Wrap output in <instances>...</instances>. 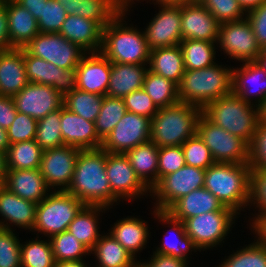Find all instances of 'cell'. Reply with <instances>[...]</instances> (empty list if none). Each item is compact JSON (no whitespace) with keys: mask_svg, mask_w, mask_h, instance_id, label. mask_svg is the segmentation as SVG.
I'll return each instance as SVG.
<instances>
[{"mask_svg":"<svg viewBox=\"0 0 266 267\" xmlns=\"http://www.w3.org/2000/svg\"><path fill=\"white\" fill-rule=\"evenodd\" d=\"M162 11L150 23L145 38L148 47H172L182 41L181 5H163Z\"/></svg>","mask_w":266,"mask_h":267,"instance_id":"18","label":"cell"},{"mask_svg":"<svg viewBox=\"0 0 266 267\" xmlns=\"http://www.w3.org/2000/svg\"><path fill=\"white\" fill-rule=\"evenodd\" d=\"M60 123L64 145L80 150L101 148L103 141L96 132L94 122L85 120L62 106Z\"/></svg>","mask_w":266,"mask_h":267,"instance_id":"20","label":"cell"},{"mask_svg":"<svg viewBox=\"0 0 266 267\" xmlns=\"http://www.w3.org/2000/svg\"><path fill=\"white\" fill-rule=\"evenodd\" d=\"M153 258L151 263L145 265L146 267H185L186 265V260L161 253H155Z\"/></svg>","mask_w":266,"mask_h":267,"instance_id":"58","label":"cell"},{"mask_svg":"<svg viewBox=\"0 0 266 267\" xmlns=\"http://www.w3.org/2000/svg\"><path fill=\"white\" fill-rule=\"evenodd\" d=\"M180 44L185 70H198L213 65V42L188 39L182 40Z\"/></svg>","mask_w":266,"mask_h":267,"instance_id":"39","label":"cell"},{"mask_svg":"<svg viewBox=\"0 0 266 267\" xmlns=\"http://www.w3.org/2000/svg\"><path fill=\"white\" fill-rule=\"evenodd\" d=\"M66 191L88 206L105 207L113 202L106 174L105 150H79L73 178Z\"/></svg>","mask_w":266,"mask_h":267,"instance_id":"1","label":"cell"},{"mask_svg":"<svg viewBox=\"0 0 266 267\" xmlns=\"http://www.w3.org/2000/svg\"><path fill=\"white\" fill-rule=\"evenodd\" d=\"M111 233V236L132 255L144 245L148 234L145 224L135 218L118 222Z\"/></svg>","mask_w":266,"mask_h":267,"instance_id":"37","label":"cell"},{"mask_svg":"<svg viewBox=\"0 0 266 267\" xmlns=\"http://www.w3.org/2000/svg\"><path fill=\"white\" fill-rule=\"evenodd\" d=\"M201 114L202 109L184 102L159 108L150 120V141L158 148L181 146L197 133Z\"/></svg>","mask_w":266,"mask_h":267,"instance_id":"2","label":"cell"},{"mask_svg":"<svg viewBox=\"0 0 266 267\" xmlns=\"http://www.w3.org/2000/svg\"><path fill=\"white\" fill-rule=\"evenodd\" d=\"M225 206L204 187L176 200L166 212L173 218L184 222L186 219L211 211L222 210Z\"/></svg>","mask_w":266,"mask_h":267,"instance_id":"23","label":"cell"},{"mask_svg":"<svg viewBox=\"0 0 266 267\" xmlns=\"http://www.w3.org/2000/svg\"><path fill=\"white\" fill-rule=\"evenodd\" d=\"M197 134L209 148L215 163H249V145L210 122L203 114L197 123Z\"/></svg>","mask_w":266,"mask_h":267,"instance_id":"8","label":"cell"},{"mask_svg":"<svg viewBox=\"0 0 266 267\" xmlns=\"http://www.w3.org/2000/svg\"><path fill=\"white\" fill-rule=\"evenodd\" d=\"M104 208L103 206H88L85 205L79 213L75 216L73 221L68 226V231L77 238L89 251L96 242L100 239L96 228V219L94 217V211ZM90 212V213H89Z\"/></svg>","mask_w":266,"mask_h":267,"instance_id":"35","label":"cell"},{"mask_svg":"<svg viewBox=\"0 0 266 267\" xmlns=\"http://www.w3.org/2000/svg\"><path fill=\"white\" fill-rule=\"evenodd\" d=\"M142 89L151 97L158 109L180 102L178 85L150 70L145 74Z\"/></svg>","mask_w":266,"mask_h":267,"instance_id":"33","label":"cell"},{"mask_svg":"<svg viewBox=\"0 0 266 267\" xmlns=\"http://www.w3.org/2000/svg\"><path fill=\"white\" fill-rule=\"evenodd\" d=\"M218 40L226 53L245 62L256 61L263 50L257 42L248 19L220 24Z\"/></svg>","mask_w":266,"mask_h":267,"instance_id":"13","label":"cell"},{"mask_svg":"<svg viewBox=\"0 0 266 267\" xmlns=\"http://www.w3.org/2000/svg\"><path fill=\"white\" fill-rule=\"evenodd\" d=\"M106 174L114 201L121 195L134 196L146 190L125 154L106 152Z\"/></svg>","mask_w":266,"mask_h":267,"instance_id":"19","label":"cell"},{"mask_svg":"<svg viewBox=\"0 0 266 267\" xmlns=\"http://www.w3.org/2000/svg\"><path fill=\"white\" fill-rule=\"evenodd\" d=\"M237 1L239 2L243 11L245 9L248 10V8L250 9L249 11H252L266 2V0H237Z\"/></svg>","mask_w":266,"mask_h":267,"instance_id":"61","label":"cell"},{"mask_svg":"<svg viewBox=\"0 0 266 267\" xmlns=\"http://www.w3.org/2000/svg\"><path fill=\"white\" fill-rule=\"evenodd\" d=\"M10 192L39 204L47 189V183L40 169L8 170L2 184Z\"/></svg>","mask_w":266,"mask_h":267,"instance_id":"25","label":"cell"},{"mask_svg":"<svg viewBox=\"0 0 266 267\" xmlns=\"http://www.w3.org/2000/svg\"><path fill=\"white\" fill-rule=\"evenodd\" d=\"M163 5H182L183 3L189 2L191 0H158Z\"/></svg>","mask_w":266,"mask_h":267,"instance_id":"67","label":"cell"},{"mask_svg":"<svg viewBox=\"0 0 266 267\" xmlns=\"http://www.w3.org/2000/svg\"><path fill=\"white\" fill-rule=\"evenodd\" d=\"M253 195V196H252ZM251 199L261 204L263 211H266V170L252 169L251 171Z\"/></svg>","mask_w":266,"mask_h":267,"instance_id":"55","label":"cell"},{"mask_svg":"<svg viewBox=\"0 0 266 267\" xmlns=\"http://www.w3.org/2000/svg\"><path fill=\"white\" fill-rule=\"evenodd\" d=\"M127 112L124 99L104 96L101 110L94 122L99 138L104 141Z\"/></svg>","mask_w":266,"mask_h":267,"instance_id":"38","label":"cell"},{"mask_svg":"<svg viewBox=\"0 0 266 267\" xmlns=\"http://www.w3.org/2000/svg\"><path fill=\"white\" fill-rule=\"evenodd\" d=\"M10 146L8 133L6 129L0 128V151L6 153Z\"/></svg>","mask_w":266,"mask_h":267,"instance_id":"62","label":"cell"},{"mask_svg":"<svg viewBox=\"0 0 266 267\" xmlns=\"http://www.w3.org/2000/svg\"><path fill=\"white\" fill-rule=\"evenodd\" d=\"M123 99L128 112L152 119L158 111L151 97L143 89L136 90Z\"/></svg>","mask_w":266,"mask_h":267,"instance_id":"52","label":"cell"},{"mask_svg":"<svg viewBox=\"0 0 266 267\" xmlns=\"http://www.w3.org/2000/svg\"><path fill=\"white\" fill-rule=\"evenodd\" d=\"M104 96L76 89L63 96V106L74 114L95 122L101 110Z\"/></svg>","mask_w":266,"mask_h":267,"instance_id":"34","label":"cell"},{"mask_svg":"<svg viewBox=\"0 0 266 267\" xmlns=\"http://www.w3.org/2000/svg\"><path fill=\"white\" fill-rule=\"evenodd\" d=\"M68 15L97 22L102 28L117 17L123 8L115 0H56Z\"/></svg>","mask_w":266,"mask_h":267,"instance_id":"26","label":"cell"},{"mask_svg":"<svg viewBox=\"0 0 266 267\" xmlns=\"http://www.w3.org/2000/svg\"><path fill=\"white\" fill-rule=\"evenodd\" d=\"M221 267H266V244L257 242L227 259Z\"/></svg>","mask_w":266,"mask_h":267,"instance_id":"47","label":"cell"},{"mask_svg":"<svg viewBox=\"0 0 266 267\" xmlns=\"http://www.w3.org/2000/svg\"><path fill=\"white\" fill-rule=\"evenodd\" d=\"M21 246L13 232L0 223V267H20Z\"/></svg>","mask_w":266,"mask_h":267,"instance_id":"46","label":"cell"},{"mask_svg":"<svg viewBox=\"0 0 266 267\" xmlns=\"http://www.w3.org/2000/svg\"><path fill=\"white\" fill-rule=\"evenodd\" d=\"M123 9H124V5L127 3V0H115Z\"/></svg>","mask_w":266,"mask_h":267,"instance_id":"68","label":"cell"},{"mask_svg":"<svg viewBox=\"0 0 266 267\" xmlns=\"http://www.w3.org/2000/svg\"><path fill=\"white\" fill-rule=\"evenodd\" d=\"M181 146L186 165L206 170L215 163L209 148L197 133Z\"/></svg>","mask_w":266,"mask_h":267,"instance_id":"44","label":"cell"},{"mask_svg":"<svg viewBox=\"0 0 266 267\" xmlns=\"http://www.w3.org/2000/svg\"><path fill=\"white\" fill-rule=\"evenodd\" d=\"M220 23L199 1L191 0L181 5L182 40H218Z\"/></svg>","mask_w":266,"mask_h":267,"instance_id":"16","label":"cell"},{"mask_svg":"<svg viewBox=\"0 0 266 267\" xmlns=\"http://www.w3.org/2000/svg\"><path fill=\"white\" fill-rule=\"evenodd\" d=\"M122 12L103 28L102 54L114 63L141 65L149 60L151 49L148 47L145 34L120 28L118 18Z\"/></svg>","mask_w":266,"mask_h":267,"instance_id":"6","label":"cell"},{"mask_svg":"<svg viewBox=\"0 0 266 267\" xmlns=\"http://www.w3.org/2000/svg\"><path fill=\"white\" fill-rule=\"evenodd\" d=\"M186 165L182 146L159 148L158 153V181Z\"/></svg>","mask_w":266,"mask_h":267,"instance_id":"50","label":"cell"},{"mask_svg":"<svg viewBox=\"0 0 266 267\" xmlns=\"http://www.w3.org/2000/svg\"><path fill=\"white\" fill-rule=\"evenodd\" d=\"M230 93L232 71L216 65L198 70H185L178 85L180 102L197 105L202 110L212 101Z\"/></svg>","mask_w":266,"mask_h":267,"instance_id":"4","label":"cell"},{"mask_svg":"<svg viewBox=\"0 0 266 267\" xmlns=\"http://www.w3.org/2000/svg\"><path fill=\"white\" fill-rule=\"evenodd\" d=\"M158 153L159 148L151 141L140 144L125 153L136 175L145 186L148 181V179L146 180L147 172H155L152 176L153 180L148 182L151 184V188L158 182Z\"/></svg>","mask_w":266,"mask_h":267,"instance_id":"31","label":"cell"},{"mask_svg":"<svg viewBox=\"0 0 266 267\" xmlns=\"http://www.w3.org/2000/svg\"><path fill=\"white\" fill-rule=\"evenodd\" d=\"M60 117L61 108L38 120L35 141L43 151L64 145Z\"/></svg>","mask_w":266,"mask_h":267,"instance_id":"40","label":"cell"},{"mask_svg":"<svg viewBox=\"0 0 266 267\" xmlns=\"http://www.w3.org/2000/svg\"><path fill=\"white\" fill-rule=\"evenodd\" d=\"M9 40L14 48H24L38 33L33 15L16 0H5Z\"/></svg>","mask_w":266,"mask_h":267,"instance_id":"24","label":"cell"},{"mask_svg":"<svg viewBox=\"0 0 266 267\" xmlns=\"http://www.w3.org/2000/svg\"><path fill=\"white\" fill-rule=\"evenodd\" d=\"M7 171L6 153L0 151V184H3Z\"/></svg>","mask_w":266,"mask_h":267,"instance_id":"63","label":"cell"},{"mask_svg":"<svg viewBox=\"0 0 266 267\" xmlns=\"http://www.w3.org/2000/svg\"><path fill=\"white\" fill-rule=\"evenodd\" d=\"M220 23L240 20L243 9L237 0H199Z\"/></svg>","mask_w":266,"mask_h":267,"instance_id":"49","label":"cell"},{"mask_svg":"<svg viewBox=\"0 0 266 267\" xmlns=\"http://www.w3.org/2000/svg\"><path fill=\"white\" fill-rule=\"evenodd\" d=\"M55 263L50 242L33 241L21 247V267H54Z\"/></svg>","mask_w":266,"mask_h":267,"instance_id":"43","label":"cell"},{"mask_svg":"<svg viewBox=\"0 0 266 267\" xmlns=\"http://www.w3.org/2000/svg\"><path fill=\"white\" fill-rule=\"evenodd\" d=\"M79 150L74 146L62 145L43 151L40 171L47 186L68 184L61 190L70 186Z\"/></svg>","mask_w":266,"mask_h":267,"instance_id":"17","label":"cell"},{"mask_svg":"<svg viewBox=\"0 0 266 267\" xmlns=\"http://www.w3.org/2000/svg\"><path fill=\"white\" fill-rule=\"evenodd\" d=\"M59 34L83 50L102 46L103 28L97 22L77 15H67Z\"/></svg>","mask_w":266,"mask_h":267,"instance_id":"27","label":"cell"},{"mask_svg":"<svg viewBox=\"0 0 266 267\" xmlns=\"http://www.w3.org/2000/svg\"><path fill=\"white\" fill-rule=\"evenodd\" d=\"M248 20L250 21L253 33L257 38L259 46L266 47V2L252 11H248Z\"/></svg>","mask_w":266,"mask_h":267,"instance_id":"54","label":"cell"},{"mask_svg":"<svg viewBox=\"0 0 266 267\" xmlns=\"http://www.w3.org/2000/svg\"><path fill=\"white\" fill-rule=\"evenodd\" d=\"M54 267H85L82 260L78 261H62L55 263Z\"/></svg>","mask_w":266,"mask_h":267,"instance_id":"64","label":"cell"},{"mask_svg":"<svg viewBox=\"0 0 266 267\" xmlns=\"http://www.w3.org/2000/svg\"><path fill=\"white\" fill-rule=\"evenodd\" d=\"M130 267H146V266H145V264H142V265H137V264L135 265V264H133V265L130 266Z\"/></svg>","mask_w":266,"mask_h":267,"instance_id":"69","label":"cell"},{"mask_svg":"<svg viewBox=\"0 0 266 267\" xmlns=\"http://www.w3.org/2000/svg\"><path fill=\"white\" fill-rule=\"evenodd\" d=\"M258 219L255 221V229L262 236L261 243L266 244V211L262 215H259Z\"/></svg>","mask_w":266,"mask_h":267,"instance_id":"60","label":"cell"},{"mask_svg":"<svg viewBox=\"0 0 266 267\" xmlns=\"http://www.w3.org/2000/svg\"><path fill=\"white\" fill-rule=\"evenodd\" d=\"M84 206L66 190H59L37 204L34 228L51 236L62 233Z\"/></svg>","mask_w":266,"mask_h":267,"instance_id":"7","label":"cell"},{"mask_svg":"<svg viewBox=\"0 0 266 267\" xmlns=\"http://www.w3.org/2000/svg\"><path fill=\"white\" fill-rule=\"evenodd\" d=\"M28 83L23 48L0 52V96L13 97Z\"/></svg>","mask_w":266,"mask_h":267,"instance_id":"22","label":"cell"},{"mask_svg":"<svg viewBox=\"0 0 266 267\" xmlns=\"http://www.w3.org/2000/svg\"><path fill=\"white\" fill-rule=\"evenodd\" d=\"M157 211V215L163 219V221H170V223H174V226H179L177 229V234H180V242L179 243H172V242H166L163 244V247L157 251V253L170 255L175 258H180L182 260H185V252L188 251L189 247L197 248V246L194 244L192 239L186 234L185 225L184 222L177 220L173 217H171L166 211ZM178 240V239H177ZM174 242V241H173ZM182 242V243H181ZM185 251V252H184Z\"/></svg>","mask_w":266,"mask_h":267,"instance_id":"45","label":"cell"},{"mask_svg":"<svg viewBox=\"0 0 266 267\" xmlns=\"http://www.w3.org/2000/svg\"><path fill=\"white\" fill-rule=\"evenodd\" d=\"M249 101L230 93L222 96L203 110L202 114L216 126L252 144L259 124V110L253 111Z\"/></svg>","mask_w":266,"mask_h":267,"instance_id":"5","label":"cell"},{"mask_svg":"<svg viewBox=\"0 0 266 267\" xmlns=\"http://www.w3.org/2000/svg\"><path fill=\"white\" fill-rule=\"evenodd\" d=\"M150 71L179 85L184 75V60L180 44L150 51Z\"/></svg>","mask_w":266,"mask_h":267,"instance_id":"29","label":"cell"},{"mask_svg":"<svg viewBox=\"0 0 266 267\" xmlns=\"http://www.w3.org/2000/svg\"><path fill=\"white\" fill-rule=\"evenodd\" d=\"M67 12L56 0L43 3L42 15L37 21L40 33H59Z\"/></svg>","mask_w":266,"mask_h":267,"instance_id":"48","label":"cell"},{"mask_svg":"<svg viewBox=\"0 0 266 267\" xmlns=\"http://www.w3.org/2000/svg\"><path fill=\"white\" fill-rule=\"evenodd\" d=\"M205 172L204 169L184 165L162 177L152 188L161 200L157 210L166 211L180 197L204 187Z\"/></svg>","mask_w":266,"mask_h":267,"instance_id":"11","label":"cell"},{"mask_svg":"<svg viewBox=\"0 0 266 267\" xmlns=\"http://www.w3.org/2000/svg\"><path fill=\"white\" fill-rule=\"evenodd\" d=\"M261 75V76H260ZM263 76H266V72L263 68H261L255 61L252 62H246L244 68L240 71H232V93L239 96L241 99L244 101H249L247 100V90H246V83L245 81L251 80L252 82H255V80L258 82L260 77L263 78ZM247 79V80H245ZM249 80V81H250ZM265 81V78L262 79ZM261 81V80H260ZM263 84L264 86L259 87L260 90H258L261 94L259 95L261 97V100L259 103L264 102L266 98V81ZM246 85V86H245ZM243 87V88H242ZM245 89V90H244ZM257 91V93H258ZM251 92V91H250ZM253 93V91H252ZM256 93V91H255ZM246 95V96H245Z\"/></svg>","mask_w":266,"mask_h":267,"instance_id":"41","label":"cell"},{"mask_svg":"<svg viewBox=\"0 0 266 267\" xmlns=\"http://www.w3.org/2000/svg\"><path fill=\"white\" fill-rule=\"evenodd\" d=\"M16 110L40 120L63 106V96L51 86L29 82L13 96Z\"/></svg>","mask_w":266,"mask_h":267,"instance_id":"15","label":"cell"},{"mask_svg":"<svg viewBox=\"0 0 266 267\" xmlns=\"http://www.w3.org/2000/svg\"><path fill=\"white\" fill-rule=\"evenodd\" d=\"M235 211L224 207L219 211H211L188 218L184 221L186 234L200 248L217 244L222 241L229 230Z\"/></svg>","mask_w":266,"mask_h":267,"instance_id":"12","label":"cell"},{"mask_svg":"<svg viewBox=\"0 0 266 267\" xmlns=\"http://www.w3.org/2000/svg\"><path fill=\"white\" fill-rule=\"evenodd\" d=\"M146 72L137 64L111 62V76L106 95L124 98L128 94L142 89Z\"/></svg>","mask_w":266,"mask_h":267,"instance_id":"28","label":"cell"},{"mask_svg":"<svg viewBox=\"0 0 266 267\" xmlns=\"http://www.w3.org/2000/svg\"><path fill=\"white\" fill-rule=\"evenodd\" d=\"M42 155L43 150L35 139L13 143L6 152L7 169H40Z\"/></svg>","mask_w":266,"mask_h":267,"instance_id":"32","label":"cell"},{"mask_svg":"<svg viewBox=\"0 0 266 267\" xmlns=\"http://www.w3.org/2000/svg\"><path fill=\"white\" fill-rule=\"evenodd\" d=\"M249 164L252 169L266 170V124L259 122L255 137L249 146Z\"/></svg>","mask_w":266,"mask_h":267,"instance_id":"53","label":"cell"},{"mask_svg":"<svg viewBox=\"0 0 266 267\" xmlns=\"http://www.w3.org/2000/svg\"><path fill=\"white\" fill-rule=\"evenodd\" d=\"M24 49L35 57L61 69L76 68L83 56L80 46L65 39L59 33H38Z\"/></svg>","mask_w":266,"mask_h":267,"instance_id":"9","label":"cell"},{"mask_svg":"<svg viewBox=\"0 0 266 267\" xmlns=\"http://www.w3.org/2000/svg\"><path fill=\"white\" fill-rule=\"evenodd\" d=\"M150 120L146 116L127 111L102 142L101 148L108 153L125 154L150 141Z\"/></svg>","mask_w":266,"mask_h":267,"instance_id":"10","label":"cell"},{"mask_svg":"<svg viewBox=\"0 0 266 267\" xmlns=\"http://www.w3.org/2000/svg\"><path fill=\"white\" fill-rule=\"evenodd\" d=\"M50 244L56 263L62 261H78L81 260L80 255L82 253L89 252L68 230L53 235Z\"/></svg>","mask_w":266,"mask_h":267,"instance_id":"42","label":"cell"},{"mask_svg":"<svg viewBox=\"0 0 266 267\" xmlns=\"http://www.w3.org/2000/svg\"><path fill=\"white\" fill-rule=\"evenodd\" d=\"M38 121L17 111L14 122L7 130L10 145L35 139Z\"/></svg>","mask_w":266,"mask_h":267,"instance_id":"51","label":"cell"},{"mask_svg":"<svg viewBox=\"0 0 266 267\" xmlns=\"http://www.w3.org/2000/svg\"><path fill=\"white\" fill-rule=\"evenodd\" d=\"M26 76L29 82L51 86L62 96L77 89V68L61 69L23 48Z\"/></svg>","mask_w":266,"mask_h":267,"instance_id":"14","label":"cell"},{"mask_svg":"<svg viewBox=\"0 0 266 267\" xmlns=\"http://www.w3.org/2000/svg\"><path fill=\"white\" fill-rule=\"evenodd\" d=\"M16 115L17 110L13 97L0 96V128L8 130Z\"/></svg>","mask_w":266,"mask_h":267,"instance_id":"56","label":"cell"},{"mask_svg":"<svg viewBox=\"0 0 266 267\" xmlns=\"http://www.w3.org/2000/svg\"><path fill=\"white\" fill-rule=\"evenodd\" d=\"M15 49L10 40L8 32V15L5 0H0V52Z\"/></svg>","mask_w":266,"mask_h":267,"instance_id":"57","label":"cell"},{"mask_svg":"<svg viewBox=\"0 0 266 267\" xmlns=\"http://www.w3.org/2000/svg\"><path fill=\"white\" fill-rule=\"evenodd\" d=\"M37 204L17 196L0 184V212L19 226L34 228Z\"/></svg>","mask_w":266,"mask_h":267,"instance_id":"30","label":"cell"},{"mask_svg":"<svg viewBox=\"0 0 266 267\" xmlns=\"http://www.w3.org/2000/svg\"><path fill=\"white\" fill-rule=\"evenodd\" d=\"M251 171L249 163H214L206 169L204 188L236 212L251 199Z\"/></svg>","mask_w":266,"mask_h":267,"instance_id":"3","label":"cell"},{"mask_svg":"<svg viewBox=\"0 0 266 267\" xmlns=\"http://www.w3.org/2000/svg\"><path fill=\"white\" fill-rule=\"evenodd\" d=\"M20 5L26 8L38 21L42 15L43 3L47 0H16Z\"/></svg>","mask_w":266,"mask_h":267,"instance_id":"59","label":"cell"},{"mask_svg":"<svg viewBox=\"0 0 266 267\" xmlns=\"http://www.w3.org/2000/svg\"><path fill=\"white\" fill-rule=\"evenodd\" d=\"M255 62L266 72V51L262 50Z\"/></svg>","mask_w":266,"mask_h":267,"instance_id":"66","label":"cell"},{"mask_svg":"<svg viewBox=\"0 0 266 267\" xmlns=\"http://www.w3.org/2000/svg\"><path fill=\"white\" fill-rule=\"evenodd\" d=\"M257 109L259 110V121L261 123L266 124V98H265L264 102H262L258 105Z\"/></svg>","mask_w":266,"mask_h":267,"instance_id":"65","label":"cell"},{"mask_svg":"<svg viewBox=\"0 0 266 267\" xmlns=\"http://www.w3.org/2000/svg\"><path fill=\"white\" fill-rule=\"evenodd\" d=\"M77 68V89L105 96L111 76V62L102 54L83 57Z\"/></svg>","mask_w":266,"mask_h":267,"instance_id":"21","label":"cell"},{"mask_svg":"<svg viewBox=\"0 0 266 267\" xmlns=\"http://www.w3.org/2000/svg\"><path fill=\"white\" fill-rule=\"evenodd\" d=\"M92 250L97 254L101 263L100 267H130L134 264V255L129 253L111 235L99 239Z\"/></svg>","mask_w":266,"mask_h":267,"instance_id":"36","label":"cell"}]
</instances>
